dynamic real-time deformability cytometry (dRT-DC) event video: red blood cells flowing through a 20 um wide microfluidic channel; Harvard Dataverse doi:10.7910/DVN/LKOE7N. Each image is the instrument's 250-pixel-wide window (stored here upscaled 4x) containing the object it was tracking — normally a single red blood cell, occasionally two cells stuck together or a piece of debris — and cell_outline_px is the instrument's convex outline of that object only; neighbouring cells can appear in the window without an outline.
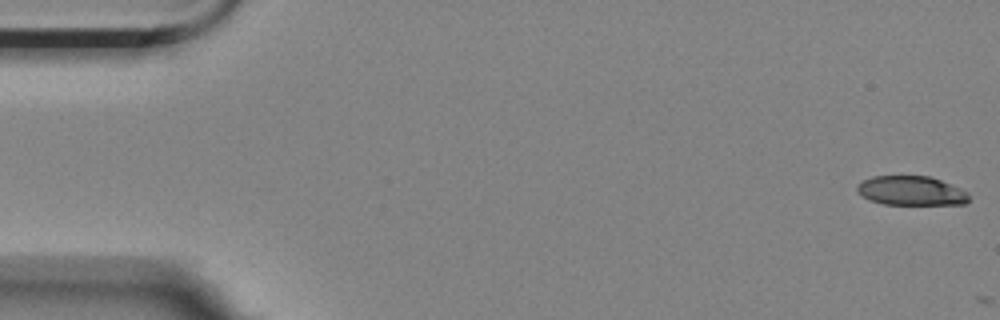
{"species": "Egyptian fruit bat (a non-hibernating species)", "species_latin": "Rousettus aegyptiacus", "temperature_condition": "room temperature", "stored_images_in_passage": 2, "camera_frame_rate_fps": 3000, "um_per_image_px": 0.085, "animal": {"sex": "female"}, "frame": {"image": 1, "passage_image": 1, "time_ms": 0.0, "image_size_px": [1000, 320], "cell_outline_px": [[968, 200], [964, 204], [884, 204], [868, 200], [856, 188], [856, 184], [872, 176], [928, 176], [952, 184], [968, 192]], "centroid_in_image_um": [77.45, 16.21], "position_along_channel_um": 7.6, "area_um2": 18.96}}